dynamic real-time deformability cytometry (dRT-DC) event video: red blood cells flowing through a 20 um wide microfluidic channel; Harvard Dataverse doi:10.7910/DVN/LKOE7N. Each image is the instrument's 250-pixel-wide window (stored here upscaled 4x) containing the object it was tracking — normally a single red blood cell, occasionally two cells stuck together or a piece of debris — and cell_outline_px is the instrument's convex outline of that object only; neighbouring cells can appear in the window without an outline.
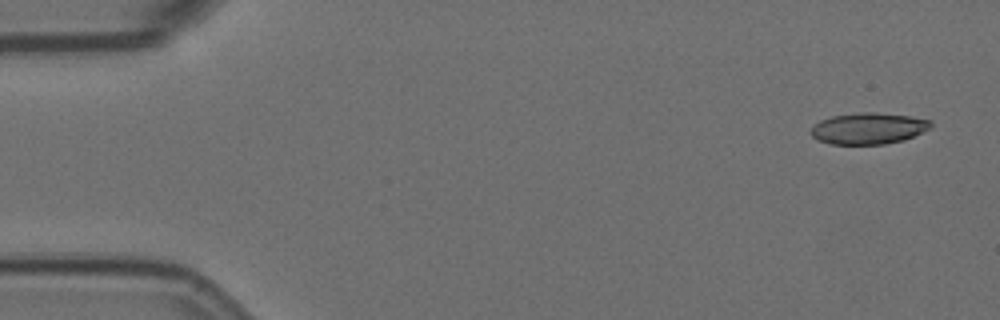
{"species": "Egyptian fruit bat (a non-hibernating species)", "species_latin": "Rousettus aegyptiacus", "temperature_condition": "room temperature", "stored_images_in_passage": 6, "camera_frame_rate_fps": 3000, "um_per_image_px": 0.085, "animal": {"sex": "female"}, "frame": {"image": 1, "passage_image": 1, "time_ms": 0.0, "image_size_px": [1000, 320], "cell_outline_px": [[932, 128], [904, 140], [884, 144], [832, 144], [820, 140], [812, 136], [808, 132], [820, 120], [832, 116], [860, 112], [876, 112], [908, 116], [932, 120]], "centroid_in_image_um": [73.84, 10.91], "position_along_channel_um": 11.2, "area_um2": 21.91}}
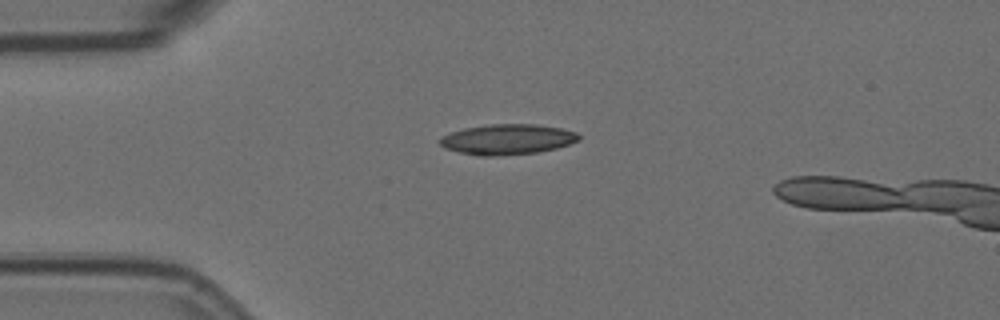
{"frame": {"image": 2, "passage_image": 4, "time_ms": 1.0, "image_size_px": [1000, 320], "cell_outline_px": [[580, 140], [556, 148], [540, 152], [492, 156], [480, 156], [460, 152], [444, 148], [436, 140], [440, 136], [464, 128], [492, 124], [536, 124], [560, 128], [576, 132], [580, 136]], "centroid_in_image_um": [43.1, 11.84], "position_along_channel_um": 41.9, "area_um2": 24.62}}